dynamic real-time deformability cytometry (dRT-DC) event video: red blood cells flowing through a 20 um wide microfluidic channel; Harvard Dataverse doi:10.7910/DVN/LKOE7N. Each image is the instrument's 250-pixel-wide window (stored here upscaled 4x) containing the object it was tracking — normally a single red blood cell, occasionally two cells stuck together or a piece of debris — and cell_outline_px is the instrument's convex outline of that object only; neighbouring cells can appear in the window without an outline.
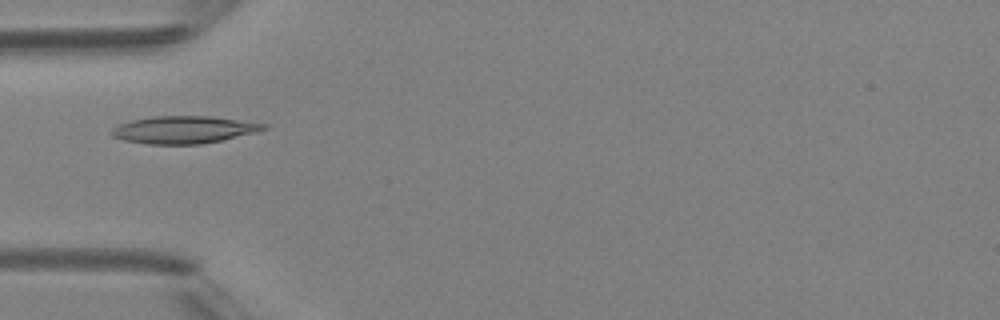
{"species": "Egyptian fruit bat (a non-hibernating species)", "species_latin": "Rousettus aegyptiacus", "temperature_condition": "room temperature", "stored_images_in_passage": 7, "camera_frame_rate_fps": 3000, "um_per_image_px": 0.085, "animal": {"sex": "female"}, "frame": {"image": 1, "passage_image": 5, "time_ms": 4.667, "image_size_px": [1000, 320], "cell_outline_px": [[268, 128], [256, 132], [220, 140], [200, 144], [148, 144], [124, 140], [112, 136], [108, 132], [112, 128], [120, 124], [132, 120], [156, 116], [208, 116], [268, 124]], "centroid_in_image_um": [15.59, 11.02], "position_along_channel_um": 69.4, "area_um2": 24.04}}
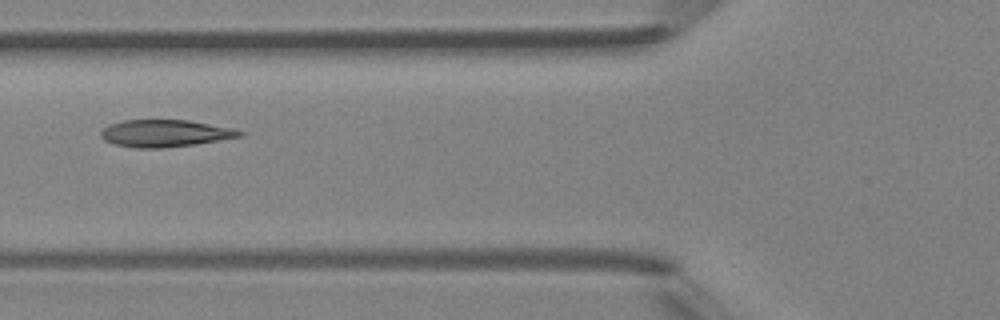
{"frame": {"image": 2, "passage_image": 6, "time_ms": 5.667, "image_size_px": [1000, 320], "cell_outline_px": [[244, 136], [196, 144], [164, 148], [136, 148], [112, 144], [104, 140], [100, 136], [100, 132], [108, 124], [124, 120], [188, 120], [232, 128], [244, 132]], "centroid_in_image_um": [14.01, 11.34], "position_along_channel_um": 111.8, "area_um2": 22.08}}
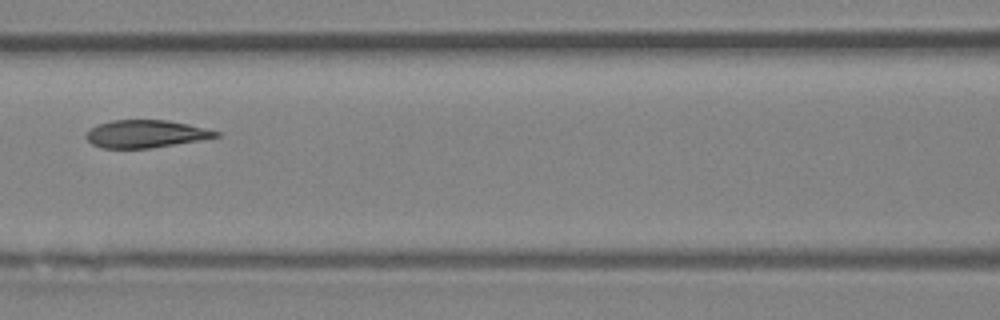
{"frame": {"image": 3, "passage_image": 7, "time_ms": 6.667, "image_size_px": [1000, 320], "cell_outline_px": [[220, 136], [200, 140], [152, 148], [100, 148], [92, 144], [84, 136], [96, 124], [112, 120], [168, 120], [188, 124], [220, 132]], "centroid_in_image_um": [12.37, 11.38], "position_along_channel_um": 154.2, "area_um2": 20.87}}